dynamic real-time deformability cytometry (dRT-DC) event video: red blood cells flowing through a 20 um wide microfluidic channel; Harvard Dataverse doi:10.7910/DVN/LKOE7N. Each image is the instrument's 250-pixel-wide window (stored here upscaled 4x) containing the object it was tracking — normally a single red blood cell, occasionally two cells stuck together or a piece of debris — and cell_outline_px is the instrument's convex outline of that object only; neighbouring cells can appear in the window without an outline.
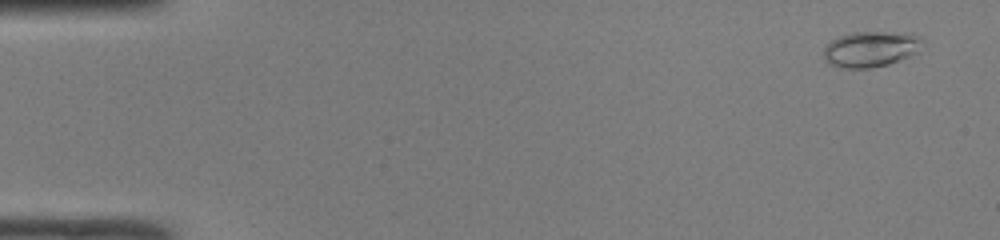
{"species": "common noctule bat (a hibernating species)", "species_latin": "Nyctalus noctula", "temperature_condition": "room temperature", "stored_images_in_passage": 47, "camera_frame_rate_fps": 3000, "um_per_image_px": 0.085, "animal": {"sex": "male", "body_mass_g": 19.0, "forearm_length_mm": 50.8}, "frame": {"image": 1, "passage_image": 1, "time_ms": 0.0, "image_size_px": [1000, 240], "cell_outline_px": [[920, 40], [916, 52], [908, 56], [888, 64], [872, 68], [844, 68], [832, 64], [824, 60], [824, 48], [832, 40], [840, 36], [852, 32], [912, 32], [920, 36]], "centroid_in_image_um": [73.99, 4.15], "position_along_channel_um": 11.0, "area_um2": 20.29}}
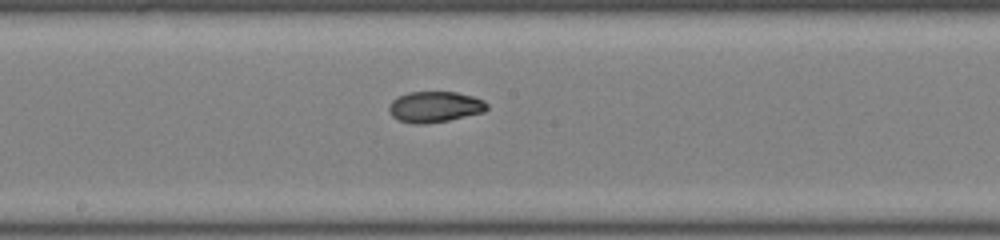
{"frame": {"image": 2, "passage_image": 25, "time_ms": 8.0, "image_size_px": [1000, 240], "cell_outline_px": [[488, 108], [484, 112], [448, 120], [424, 124], [416, 124], [400, 120], [392, 116], [388, 112], [388, 104], [396, 96], [408, 92], [456, 92], [472, 96], [484, 100], [488, 104]], "centroid_in_image_um": [36.93, 9.07], "position_along_channel_um": 211.3, "area_um2": 17.74}}
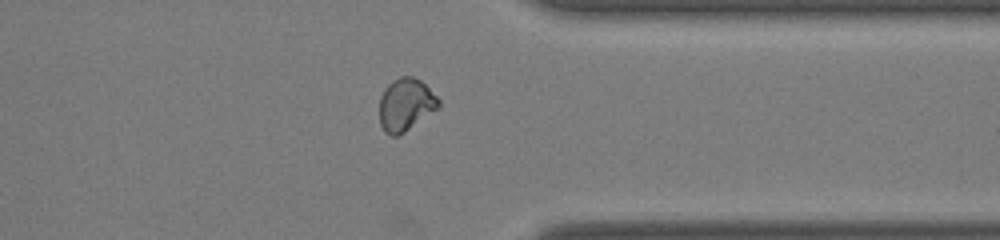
{"frame": {"image": 3, "passage_image": 37, "time_ms": 12.0, "image_size_px": [1000, 240], "cell_outline_px": [[440, 108], [404, 132], [396, 136], [392, 136], [384, 132], [380, 124], [380, 96], [384, 88], [392, 80], [400, 76], [412, 76], [420, 80], [440, 100]], "centroid_in_image_um": [34.48, 8.89], "position_along_channel_um": 376.9, "area_um2": 18.21}, "authors_computed_cell_mechanics": {"area_um2": 17.8602, "velocity_mm_per_s": 4.2317, "shape_relaxation_time_tau1_ms": null, "shape_relaxation_time_tau2_ms": 1.4114, "deformation_change_tau1": null, "deformation_change_tau2": 0.0394}}